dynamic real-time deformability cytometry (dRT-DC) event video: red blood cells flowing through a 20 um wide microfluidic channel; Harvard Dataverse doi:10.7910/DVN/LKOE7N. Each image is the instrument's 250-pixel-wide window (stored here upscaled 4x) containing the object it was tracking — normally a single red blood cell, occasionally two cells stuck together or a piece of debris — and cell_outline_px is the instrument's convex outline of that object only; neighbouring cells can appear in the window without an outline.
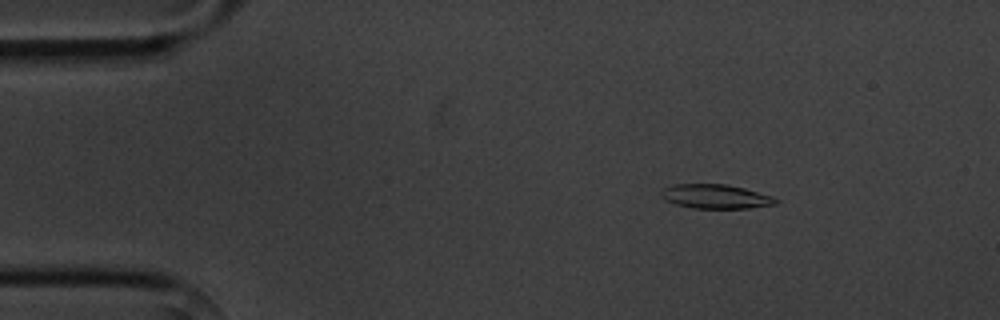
{"species": "common noctule bat (a hibernating species)", "species_latin": "Nyctalus noctula", "temperature_condition": "cold", "stored_images_in_passage": 4, "camera_frame_rate_fps": 3000, "um_per_image_px": 0.085, "animal": {"sex": "male", "body_mass_g": 20.1, "forearm_length_mm": 53.5}, "frame": {"image": 1, "passage_image": 3, "time_ms": 2.333, "image_size_px": [1000, 320], "cell_outline_px": [[780, 200], [776, 204], [748, 208], [692, 208], [676, 204], [664, 200], [660, 192], [664, 188], [676, 184], [724, 184], [744, 188], [772, 196]], "centroid_in_image_um": [60.83, 16.7], "position_along_channel_um": 24.2, "area_um2": 16.07}}